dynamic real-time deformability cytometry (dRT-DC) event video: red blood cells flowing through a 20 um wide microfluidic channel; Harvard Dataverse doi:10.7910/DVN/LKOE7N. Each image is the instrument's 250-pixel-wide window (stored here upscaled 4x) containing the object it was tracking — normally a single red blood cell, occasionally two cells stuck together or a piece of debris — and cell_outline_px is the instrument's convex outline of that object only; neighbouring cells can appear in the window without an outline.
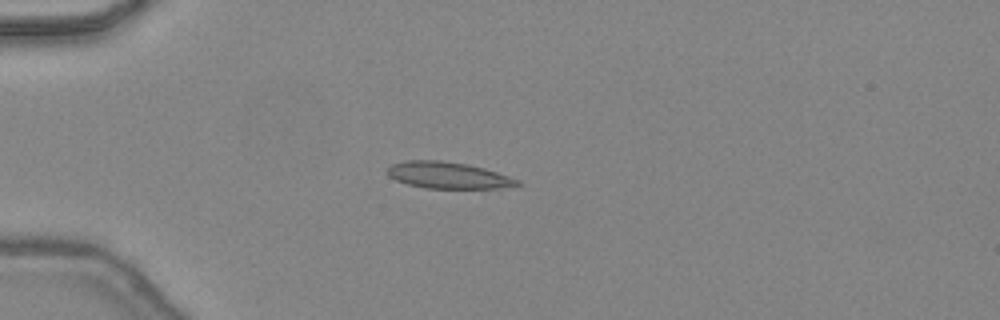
{"species": "common noctule bat (a hibernating species)", "species_latin": "Nyctalus noctula", "temperature_condition": "warm", "stored_images_in_passage": 35, "camera_frame_rate_fps": 3000, "um_per_image_px": 0.085, "animal": {"sex": "female", "body_mass_g": 24.6, "forearm_length_mm": 56.2}, "frame": {"image": 1, "passage_image": 1, "time_ms": 0.0, "image_size_px": [1000, 320], "cell_outline_px": [[520, 184], [496, 188], [424, 188], [408, 184], [396, 180], [388, 176], [384, 172], [392, 164], [408, 160], [440, 160], [468, 164], [484, 168], [520, 180]], "centroid_in_image_um": [38.03, 14.89], "position_along_channel_um": 47.0, "area_um2": 20.0}}
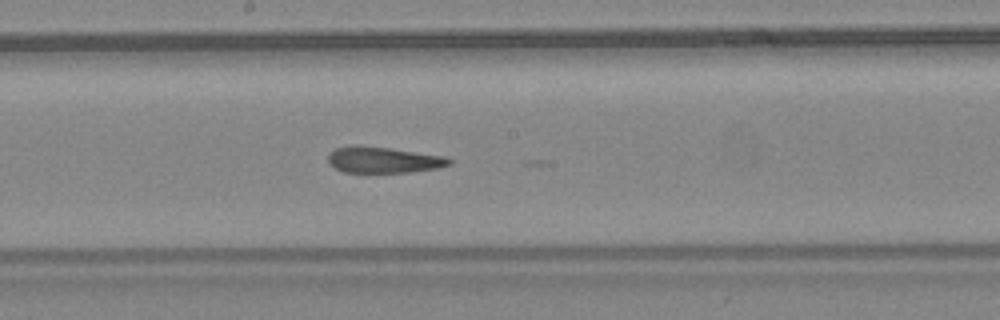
{"frame": {"image": 2, "passage_image": 14, "time_ms": 4.333, "image_size_px": [1000, 320], "cell_outline_px": [[452, 164], [440, 168], [408, 172], [344, 172], [336, 168], [328, 160], [328, 156], [336, 148], [352, 144], [388, 148], [448, 156], [452, 160]], "centroid_in_image_um": [32.65, 13.58], "position_along_channel_um": 215.5, "area_um2": 18.44}}
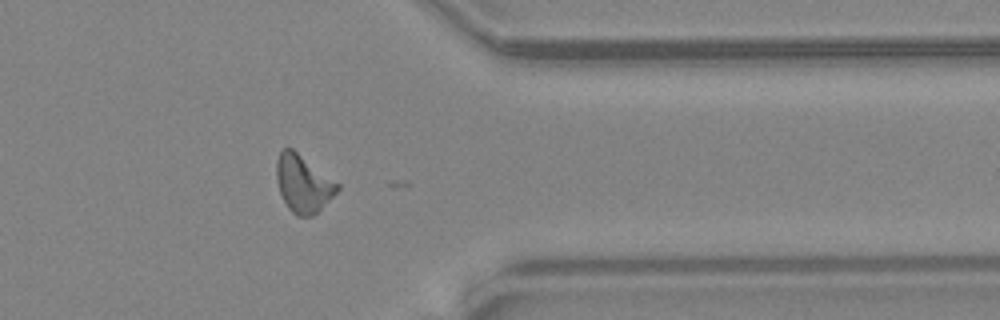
{"frame": {"image": 3, "passage_image": 26, "time_ms": 8.333, "image_size_px": [1000, 320], "cell_outline_px": [[340, 188], [312, 216], [296, 216], [288, 208], [280, 192], [276, 180], [276, 160], [280, 152], [284, 148], [292, 148], [340, 184]], "centroid_in_image_um": [25.75, 15.59], "position_along_channel_um": 385.7, "area_um2": 20.06}, "authors_computed_cell_mechanics": {"area_um2": 19.1896, "velocity_mm_per_s": 4.4846, "shape_relaxation_time_tau1_ms": null, "shape_relaxation_time_tau2_ms": 2.4781, "deformation_change_tau1": null, "deformation_change_tau2": 0.1187}}